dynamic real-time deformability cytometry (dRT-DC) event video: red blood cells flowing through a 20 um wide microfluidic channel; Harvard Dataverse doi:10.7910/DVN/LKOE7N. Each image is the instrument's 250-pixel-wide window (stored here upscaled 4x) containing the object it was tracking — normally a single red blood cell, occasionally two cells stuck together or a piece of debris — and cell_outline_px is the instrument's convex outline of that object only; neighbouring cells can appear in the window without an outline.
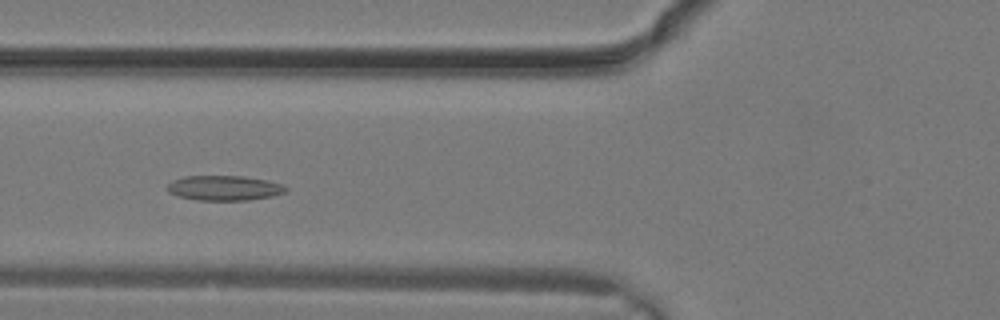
{"species": "common noctule bat (a hibernating species)", "species_latin": "Nyctalus noctula", "temperature_condition": "warm", "stored_images_in_passage": 25, "camera_frame_rate_fps": 3000, "um_per_image_px": 0.085, "animal": {"sex": "male", "body_mass_g": 19.2, "forearm_length_mm": 51.8}, "frame": {"image": 1, "passage_image": 7, "time_ms": 2.0, "image_size_px": [1000, 320], "cell_outline_px": [[288, 192], [272, 196], [248, 200], [196, 200], [176, 196], [168, 192], [164, 188], [172, 180], [184, 176], [244, 176], [264, 180], [280, 184], [288, 188]], "centroid_in_image_um": [19.0, 15.98], "position_along_channel_um": 106.8, "area_um2": 17.34}}
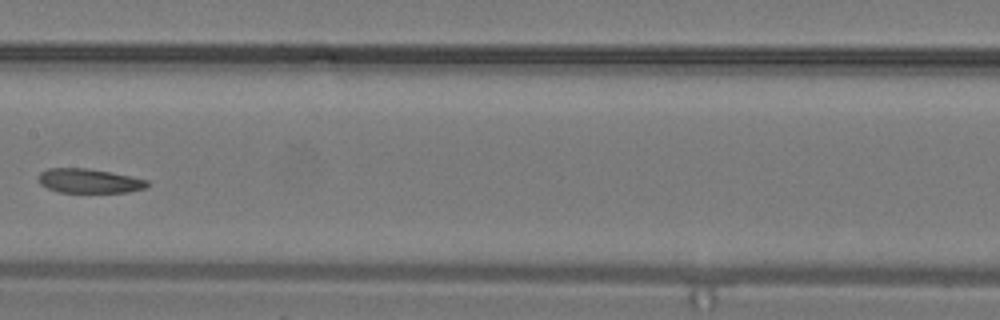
{"frame": {"image": 2, "passage_image": 11, "time_ms": 3.333, "image_size_px": [1000, 320], "cell_outline_px": [[148, 184], [144, 188], [128, 192], [60, 192], [48, 188], [40, 184], [36, 176], [40, 172], [48, 168], [88, 168], [112, 172], [148, 180]], "centroid_in_image_um": [7.53, 15.36], "position_along_channel_um": 199.9, "area_um2": 15.43}}
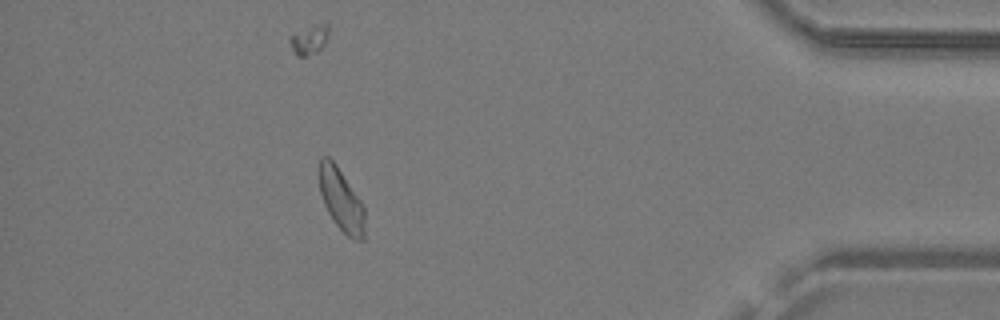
{"frame": {"image": 3, "passage_image": 22, "time_ms": 7.0, "image_size_px": [1000, 320], "cell_outline_px": [[364, 240], [356, 240], [348, 236], [336, 224], [328, 212], [324, 204], [320, 192], [320, 156], [328, 156], [336, 164], [364, 204]], "centroid_in_image_um": [29.02, 16.98], "position_along_channel_um": 406.2, "area_um2": 16.42}}